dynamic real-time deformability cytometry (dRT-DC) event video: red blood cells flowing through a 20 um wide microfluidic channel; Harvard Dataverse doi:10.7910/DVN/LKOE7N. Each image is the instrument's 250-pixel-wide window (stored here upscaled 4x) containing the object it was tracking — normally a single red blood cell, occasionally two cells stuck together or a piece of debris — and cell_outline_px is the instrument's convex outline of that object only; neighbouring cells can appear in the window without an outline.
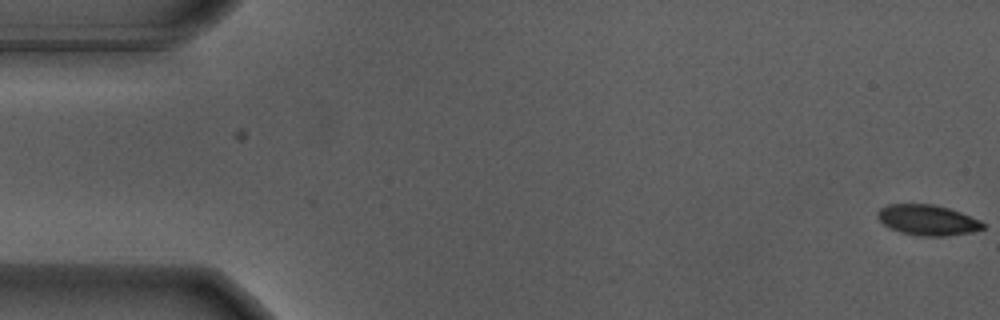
{"species": "Egyptian fruit bat (a non-hibernating species)", "species_latin": "Rousettus aegyptiacus", "temperature_condition": "warm", "stored_images_in_passage": 3, "camera_frame_rate_fps": 3000, "um_per_image_px": 0.085, "animal": {"sex": "male"}, "frame": {"image": 1, "passage_image": 3, "time_ms": 0.667, "image_size_px": [1000, 320], "cell_outline_px": [[984, 228], [972, 232], [944, 236], [920, 236], [900, 232], [884, 224], [876, 216], [876, 212], [880, 208], [888, 204], [932, 204], [948, 208], [960, 212], [980, 220], [984, 224]], "centroid_in_image_um": [78.83, 18.7], "position_along_channel_um": 6.2, "area_um2": 18.61}}